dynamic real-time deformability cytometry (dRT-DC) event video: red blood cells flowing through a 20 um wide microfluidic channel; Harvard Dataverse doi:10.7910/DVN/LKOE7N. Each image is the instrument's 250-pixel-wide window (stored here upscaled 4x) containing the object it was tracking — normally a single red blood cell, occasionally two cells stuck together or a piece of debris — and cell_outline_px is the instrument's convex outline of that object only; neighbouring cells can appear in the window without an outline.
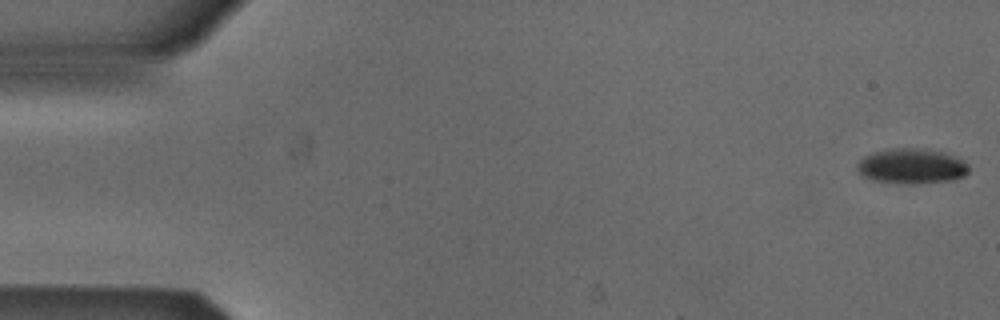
{"species": "Egyptian fruit bat (a non-hibernating species)", "species_latin": "Rousettus aegyptiacus", "temperature_condition": "cold", "stored_images_in_passage": 53, "camera_frame_rate_fps": 3000, "um_per_image_px": 0.085, "animal": {"sex": "male"}, "frame": {"image": 1, "passage_image": 1, "time_ms": 0.0, "image_size_px": [1000, 320], "cell_outline_px": [[968, 172], [964, 176], [956, 180], [916, 184], [904, 184], [872, 180], [860, 176], [856, 172], [856, 164], [864, 156], [872, 152], [892, 148], [920, 148], [944, 152], [956, 156], [964, 160], [968, 164]], "centroid_in_image_um": [77.47, 14.13], "position_along_channel_um": 7.5, "area_um2": 23.47}}
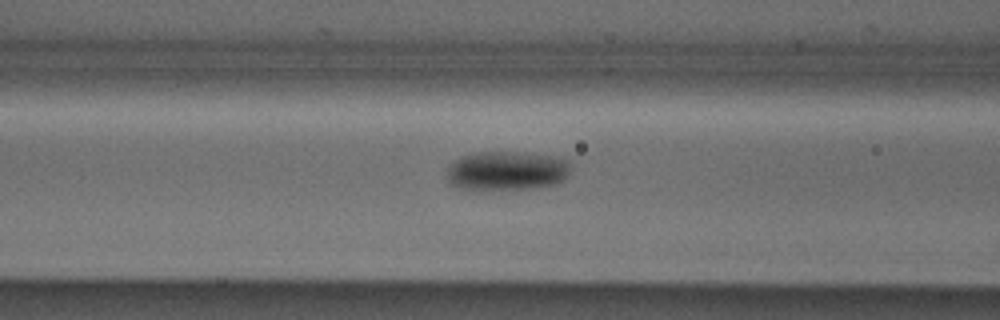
{"frame": {"image": 2, "passage_image": 21, "time_ms": 6.667, "image_size_px": [1000, 320], "cell_outline_px": [[568, 176], [564, 180], [556, 184], [532, 188], [476, 192], [460, 188], [452, 184], [448, 180], [448, 168], [456, 160], [464, 156], [480, 152], [524, 152], [552, 156], [568, 160]], "centroid_in_image_um": [43.07, 14.55], "position_along_channel_um": 123.5, "area_um2": 28.61}}
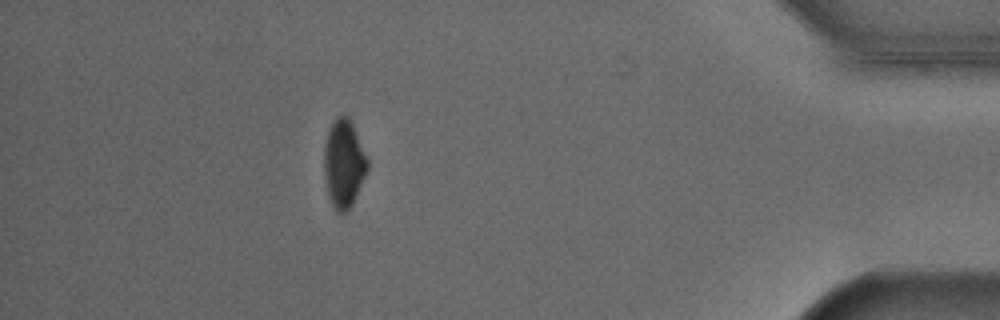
{"frame": {"image": 3, "passage_image": 47, "time_ms": 15.333, "image_size_px": [1000, 320], "cell_outline_px": [[368, 168], [352, 204], [344, 212], [336, 212], [332, 208], [328, 196], [324, 180], [324, 144], [328, 128], [336, 116], [344, 112], [348, 116], [352, 124], [368, 160]], "centroid_in_image_um": [29.18, 13.88], "position_along_channel_um": 406.0, "area_um2": 22.37}, "authors_computed_cell_mechanics": {"area_um2": 25.0274, "velocity_mm_per_s": 3.8739, "shape_relaxation_time_tau1_ms": 3.2719, "shape_relaxation_time_tau2_ms": null, "deformation_change_tau1": 0.1035, "deformation_change_tau2": null}}